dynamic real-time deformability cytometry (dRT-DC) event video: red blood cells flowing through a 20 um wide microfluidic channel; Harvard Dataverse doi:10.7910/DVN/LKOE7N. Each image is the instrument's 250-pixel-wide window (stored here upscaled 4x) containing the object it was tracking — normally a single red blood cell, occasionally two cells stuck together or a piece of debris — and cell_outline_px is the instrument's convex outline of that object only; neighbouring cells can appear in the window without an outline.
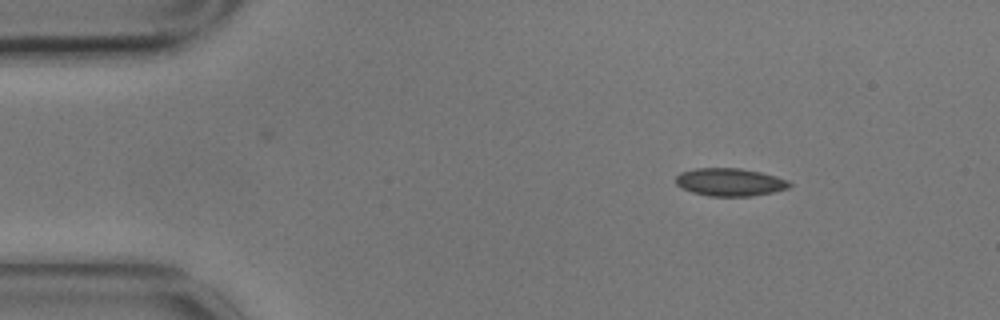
{"species": "common noctule bat (a hibernating species)", "species_latin": "Nyctalus noctula", "temperature_condition": "cold", "stored_images_in_passage": 3, "camera_frame_rate_fps": 3000, "um_per_image_px": 0.085, "animal": {"sex": "male", "body_mass_g": 17.9}, "frame": {"image": 1, "passage_image": 1, "time_ms": 0.0, "image_size_px": [1000, 320], "cell_outline_px": [[792, 184], [788, 188], [772, 192], [752, 196], [708, 196], [692, 192], [676, 184], [676, 176], [680, 172], [696, 168], [740, 168], [760, 172], [776, 176], [788, 180]], "centroid_in_image_um": [62.04, 15.47], "position_along_channel_um": 23.0, "area_um2": 18.38}}